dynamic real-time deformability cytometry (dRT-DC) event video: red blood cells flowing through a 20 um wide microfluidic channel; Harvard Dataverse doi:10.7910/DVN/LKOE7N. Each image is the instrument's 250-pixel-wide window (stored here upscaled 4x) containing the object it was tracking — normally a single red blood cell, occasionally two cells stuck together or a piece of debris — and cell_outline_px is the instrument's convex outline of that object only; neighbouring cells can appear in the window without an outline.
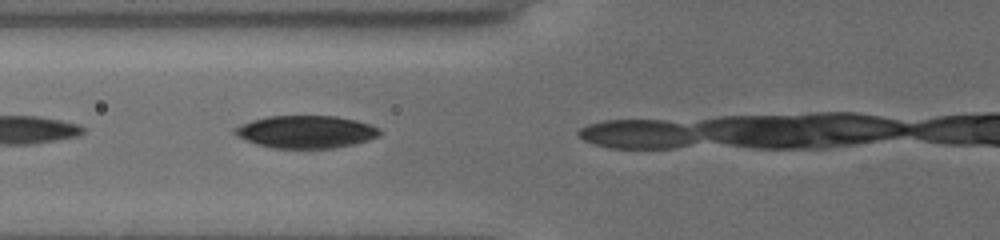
{"species": "common noctule bat (a hibernating species)", "species_latin": "Nyctalus noctula", "temperature_condition": "cold", "stored_images_in_passage": 5, "camera_frame_rate_fps": 3000, "um_per_image_px": 0.085, "animal": {"sex": "female", "body_mass_g": 19.5, "forearm_length_mm": 54.1}, "frame": {"image": 1, "passage_image": 4, "time_ms": 1.0, "image_size_px": [1000, 240], "cell_outline_px": [[380, 136], [356, 144], [332, 148], [272, 148], [256, 144], [236, 136], [232, 132], [232, 128], [252, 120], [268, 116], [336, 116], [356, 120], [380, 128]], "centroid_in_image_um": [25.99, 11.21], "position_along_channel_um": 99.8, "area_um2": 27.63}}